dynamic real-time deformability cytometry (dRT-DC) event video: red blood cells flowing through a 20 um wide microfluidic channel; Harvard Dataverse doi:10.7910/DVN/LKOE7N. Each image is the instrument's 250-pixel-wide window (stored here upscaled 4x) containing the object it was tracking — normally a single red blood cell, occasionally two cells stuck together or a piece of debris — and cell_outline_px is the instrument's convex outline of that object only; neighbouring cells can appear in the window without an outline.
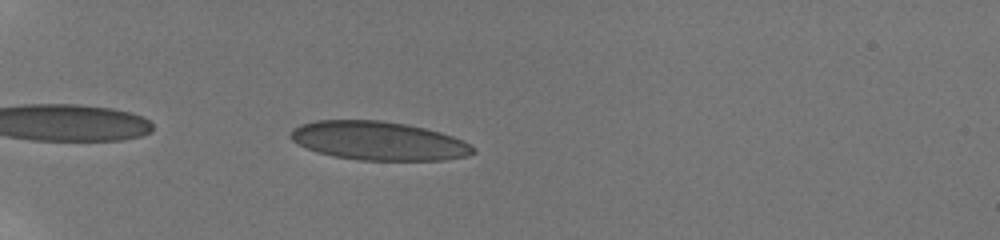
{"species": "human", "species_latin": "Homo sapiens", "temperature_condition": "room temperature", "stored_images_in_passage": 38, "camera_frame_rate_fps": 3000, "um_per_image_px": 0.085, "donor": {"sex": "male"}, "frame": {"image": 1, "passage_image": 4, "time_ms": 1.0, "image_size_px": [1000, 240], "cell_outline_px": [[476, 152], [468, 156], [444, 160], [360, 160], [332, 156], [316, 152], [292, 140], [288, 136], [300, 124], [316, 120], [380, 120], [404, 124], [424, 128], [440, 132], [464, 140], [476, 148]], "centroid_in_image_um": [32.21, 11.98], "position_along_channel_um": 52.8, "area_um2": 41.15}}
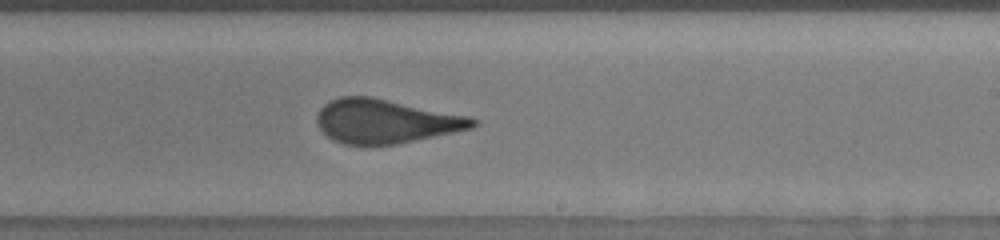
{"frame": {"image": 2, "passage_image": 23, "time_ms": 7.333, "image_size_px": [1000, 240], "cell_outline_px": [[480, 124], [472, 128], [396, 144], [360, 148], [344, 144], [328, 136], [320, 128], [316, 120], [316, 116], [320, 108], [324, 104], [340, 96], [372, 96], [472, 116], [480, 120]], "centroid_in_image_um": [32.8, 10.32], "position_along_channel_um": 256.2, "area_um2": 40.75}}
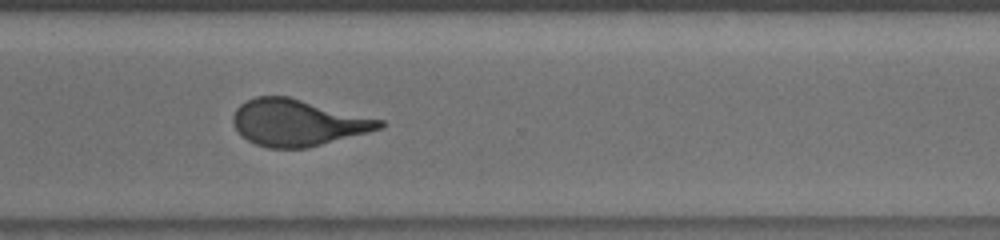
{"frame": {"image": 3, "passage_image": 30, "time_ms": 9.667, "image_size_px": [1000, 240], "cell_outline_px": [[384, 124], [380, 128], [368, 132], [308, 148], [268, 148], [256, 144], [240, 136], [232, 120], [232, 116], [236, 108], [240, 104], [256, 96], [288, 96], [384, 120]], "centroid_in_image_um": [25.27, 10.42], "position_along_channel_um": 345.3, "area_um2": 39.65}, "authors_computed_cell_mechanics": {"area_um2": 40.6334, "velocity_mm_per_s": 3.827, "shape_relaxation_time_tau1_ms": 10.2985, "shape_relaxation_time_tau2_ms": 0.6405, "deformation_change_tau1": 0.25, "deformation_change_tau2": 0.0831}}